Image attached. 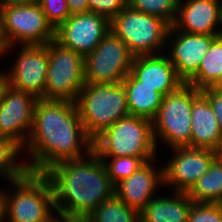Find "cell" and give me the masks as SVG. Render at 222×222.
<instances>
[{"label": "cell", "instance_id": "1", "mask_svg": "<svg viewBox=\"0 0 222 222\" xmlns=\"http://www.w3.org/2000/svg\"><path fill=\"white\" fill-rule=\"evenodd\" d=\"M28 151V172L45 174L56 164L83 158L93 150L75 102L38 99L33 128L22 149Z\"/></svg>", "mask_w": 222, "mask_h": 222}, {"label": "cell", "instance_id": "2", "mask_svg": "<svg viewBox=\"0 0 222 222\" xmlns=\"http://www.w3.org/2000/svg\"><path fill=\"white\" fill-rule=\"evenodd\" d=\"M45 175L54 190L55 213L72 222H83L115 194L105 165L93 150L83 158L56 164Z\"/></svg>", "mask_w": 222, "mask_h": 222}, {"label": "cell", "instance_id": "3", "mask_svg": "<svg viewBox=\"0 0 222 222\" xmlns=\"http://www.w3.org/2000/svg\"><path fill=\"white\" fill-rule=\"evenodd\" d=\"M10 184L11 191L3 190L4 222H47L55 215L54 190L45 174L27 172Z\"/></svg>", "mask_w": 222, "mask_h": 222}, {"label": "cell", "instance_id": "4", "mask_svg": "<svg viewBox=\"0 0 222 222\" xmlns=\"http://www.w3.org/2000/svg\"><path fill=\"white\" fill-rule=\"evenodd\" d=\"M75 104L87 135L94 140L129 114L122 83H86Z\"/></svg>", "mask_w": 222, "mask_h": 222}, {"label": "cell", "instance_id": "5", "mask_svg": "<svg viewBox=\"0 0 222 222\" xmlns=\"http://www.w3.org/2000/svg\"><path fill=\"white\" fill-rule=\"evenodd\" d=\"M152 120L128 115L117 120L93 140L99 157H141L145 162L156 158Z\"/></svg>", "mask_w": 222, "mask_h": 222}, {"label": "cell", "instance_id": "6", "mask_svg": "<svg viewBox=\"0 0 222 222\" xmlns=\"http://www.w3.org/2000/svg\"><path fill=\"white\" fill-rule=\"evenodd\" d=\"M201 94L199 89L187 83L176 91L163 96L162 104L152 120L153 136L170 148L191 147V106Z\"/></svg>", "mask_w": 222, "mask_h": 222}, {"label": "cell", "instance_id": "7", "mask_svg": "<svg viewBox=\"0 0 222 222\" xmlns=\"http://www.w3.org/2000/svg\"><path fill=\"white\" fill-rule=\"evenodd\" d=\"M169 28L163 19L128 5L110 21V30L126 44L134 57L161 54L162 49L166 52Z\"/></svg>", "mask_w": 222, "mask_h": 222}, {"label": "cell", "instance_id": "8", "mask_svg": "<svg viewBox=\"0 0 222 222\" xmlns=\"http://www.w3.org/2000/svg\"><path fill=\"white\" fill-rule=\"evenodd\" d=\"M0 32L6 46L4 54L14 49L17 43L46 45L55 39V29L47 21L39 2L0 6Z\"/></svg>", "mask_w": 222, "mask_h": 222}, {"label": "cell", "instance_id": "9", "mask_svg": "<svg viewBox=\"0 0 222 222\" xmlns=\"http://www.w3.org/2000/svg\"><path fill=\"white\" fill-rule=\"evenodd\" d=\"M45 46L49 61L44 99L75 102L86 84L84 57L55 39Z\"/></svg>", "mask_w": 222, "mask_h": 222}, {"label": "cell", "instance_id": "10", "mask_svg": "<svg viewBox=\"0 0 222 222\" xmlns=\"http://www.w3.org/2000/svg\"><path fill=\"white\" fill-rule=\"evenodd\" d=\"M134 56L111 30L84 57L86 83H121L130 73Z\"/></svg>", "mask_w": 222, "mask_h": 222}, {"label": "cell", "instance_id": "11", "mask_svg": "<svg viewBox=\"0 0 222 222\" xmlns=\"http://www.w3.org/2000/svg\"><path fill=\"white\" fill-rule=\"evenodd\" d=\"M10 69L4 71L10 87L44 99L48 72V49L45 45H21Z\"/></svg>", "mask_w": 222, "mask_h": 222}, {"label": "cell", "instance_id": "12", "mask_svg": "<svg viewBox=\"0 0 222 222\" xmlns=\"http://www.w3.org/2000/svg\"><path fill=\"white\" fill-rule=\"evenodd\" d=\"M37 100L4 83L0 91V137L11 138L23 149L33 128Z\"/></svg>", "mask_w": 222, "mask_h": 222}, {"label": "cell", "instance_id": "13", "mask_svg": "<svg viewBox=\"0 0 222 222\" xmlns=\"http://www.w3.org/2000/svg\"><path fill=\"white\" fill-rule=\"evenodd\" d=\"M110 31V21L94 12L70 15L55 29V40L86 57Z\"/></svg>", "mask_w": 222, "mask_h": 222}, {"label": "cell", "instance_id": "14", "mask_svg": "<svg viewBox=\"0 0 222 222\" xmlns=\"http://www.w3.org/2000/svg\"><path fill=\"white\" fill-rule=\"evenodd\" d=\"M174 155L163 165L164 185L172 191L187 193L195 182L208 170L215 151L205 148H173ZM173 157V158H172Z\"/></svg>", "mask_w": 222, "mask_h": 222}, {"label": "cell", "instance_id": "15", "mask_svg": "<svg viewBox=\"0 0 222 222\" xmlns=\"http://www.w3.org/2000/svg\"><path fill=\"white\" fill-rule=\"evenodd\" d=\"M174 36V37H173ZM219 35H201L183 32L170 26L166 42L169 61L177 76L186 83L197 71L211 43Z\"/></svg>", "mask_w": 222, "mask_h": 222}, {"label": "cell", "instance_id": "16", "mask_svg": "<svg viewBox=\"0 0 222 222\" xmlns=\"http://www.w3.org/2000/svg\"><path fill=\"white\" fill-rule=\"evenodd\" d=\"M153 159L142 165L130 177L115 186V195L130 208L140 213L157 196L156 191L164 185L163 166L154 167Z\"/></svg>", "mask_w": 222, "mask_h": 222}, {"label": "cell", "instance_id": "17", "mask_svg": "<svg viewBox=\"0 0 222 222\" xmlns=\"http://www.w3.org/2000/svg\"><path fill=\"white\" fill-rule=\"evenodd\" d=\"M222 0H179L172 28L201 35H219Z\"/></svg>", "mask_w": 222, "mask_h": 222}, {"label": "cell", "instance_id": "18", "mask_svg": "<svg viewBox=\"0 0 222 222\" xmlns=\"http://www.w3.org/2000/svg\"><path fill=\"white\" fill-rule=\"evenodd\" d=\"M167 52L163 54L136 56L130 74L143 86L154 88L163 96L176 91L184 82L177 76Z\"/></svg>", "mask_w": 222, "mask_h": 222}, {"label": "cell", "instance_id": "19", "mask_svg": "<svg viewBox=\"0 0 222 222\" xmlns=\"http://www.w3.org/2000/svg\"><path fill=\"white\" fill-rule=\"evenodd\" d=\"M222 131L208 100L200 94L191 106V147L215 151Z\"/></svg>", "mask_w": 222, "mask_h": 222}, {"label": "cell", "instance_id": "20", "mask_svg": "<svg viewBox=\"0 0 222 222\" xmlns=\"http://www.w3.org/2000/svg\"><path fill=\"white\" fill-rule=\"evenodd\" d=\"M192 203L187 193L155 196L139 213V222H187Z\"/></svg>", "mask_w": 222, "mask_h": 222}, {"label": "cell", "instance_id": "21", "mask_svg": "<svg viewBox=\"0 0 222 222\" xmlns=\"http://www.w3.org/2000/svg\"><path fill=\"white\" fill-rule=\"evenodd\" d=\"M127 94L129 114L153 120L163 101V95L150 88L143 86L130 73L121 82Z\"/></svg>", "mask_w": 222, "mask_h": 222}, {"label": "cell", "instance_id": "22", "mask_svg": "<svg viewBox=\"0 0 222 222\" xmlns=\"http://www.w3.org/2000/svg\"><path fill=\"white\" fill-rule=\"evenodd\" d=\"M187 195L197 203H217L222 199V162L219 159L214 158Z\"/></svg>", "mask_w": 222, "mask_h": 222}, {"label": "cell", "instance_id": "23", "mask_svg": "<svg viewBox=\"0 0 222 222\" xmlns=\"http://www.w3.org/2000/svg\"><path fill=\"white\" fill-rule=\"evenodd\" d=\"M222 73V37L218 36L206 52L198 71L186 82L196 89L210 87Z\"/></svg>", "mask_w": 222, "mask_h": 222}, {"label": "cell", "instance_id": "24", "mask_svg": "<svg viewBox=\"0 0 222 222\" xmlns=\"http://www.w3.org/2000/svg\"><path fill=\"white\" fill-rule=\"evenodd\" d=\"M83 222H139V213L114 194L103 201Z\"/></svg>", "mask_w": 222, "mask_h": 222}, {"label": "cell", "instance_id": "25", "mask_svg": "<svg viewBox=\"0 0 222 222\" xmlns=\"http://www.w3.org/2000/svg\"><path fill=\"white\" fill-rule=\"evenodd\" d=\"M21 151L22 148L11 138L0 137V176L6 177L9 182L23 177L28 172L25 163L16 159Z\"/></svg>", "mask_w": 222, "mask_h": 222}, {"label": "cell", "instance_id": "26", "mask_svg": "<svg viewBox=\"0 0 222 222\" xmlns=\"http://www.w3.org/2000/svg\"><path fill=\"white\" fill-rule=\"evenodd\" d=\"M179 0H127V5L166 21L170 26L177 17Z\"/></svg>", "mask_w": 222, "mask_h": 222}, {"label": "cell", "instance_id": "27", "mask_svg": "<svg viewBox=\"0 0 222 222\" xmlns=\"http://www.w3.org/2000/svg\"><path fill=\"white\" fill-rule=\"evenodd\" d=\"M102 159L111 182L116 186L120 181L130 177L146 162L141 157H99ZM108 159H110L108 161Z\"/></svg>", "mask_w": 222, "mask_h": 222}, {"label": "cell", "instance_id": "28", "mask_svg": "<svg viewBox=\"0 0 222 222\" xmlns=\"http://www.w3.org/2000/svg\"><path fill=\"white\" fill-rule=\"evenodd\" d=\"M47 21L56 29L71 14L66 0H38Z\"/></svg>", "mask_w": 222, "mask_h": 222}, {"label": "cell", "instance_id": "29", "mask_svg": "<svg viewBox=\"0 0 222 222\" xmlns=\"http://www.w3.org/2000/svg\"><path fill=\"white\" fill-rule=\"evenodd\" d=\"M187 222H222V211L217 203L193 202Z\"/></svg>", "mask_w": 222, "mask_h": 222}, {"label": "cell", "instance_id": "30", "mask_svg": "<svg viewBox=\"0 0 222 222\" xmlns=\"http://www.w3.org/2000/svg\"><path fill=\"white\" fill-rule=\"evenodd\" d=\"M88 4L89 12L104 16L111 21L127 6V0H88Z\"/></svg>", "mask_w": 222, "mask_h": 222}, {"label": "cell", "instance_id": "31", "mask_svg": "<svg viewBox=\"0 0 222 222\" xmlns=\"http://www.w3.org/2000/svg\"><path fill=\"white\" fill-rule=\"evenodd\" d=\"M200 91L208 100L222 131V91L210 87L201 89Z\"/></svg>", "mask_w": 222, "mask_h": 222}, {"label": "cell", "instance_id": "32", "mask_svg": "<svg viewBox=\"0 0 222 222\" xmlns=\"http://www.w3.org/2000/svg\"><path fill=\"white\" fill-rule=\"evenodd\" d=\"M70 14L89 12L88 0H66Z\"/></svg>", "mask_w": 222, "mask_h": 222}, {"label": "cell", "instance_id": "33", "mask_svg": "<svg viewBox=\"0 0 222 222\" xmlns=\"http://www.w3.org/2000/svg\"><path fill=\"white\" fill-rule=\"evenodd\" d=\"M36 2L38 0H0V6L31 5Z\"/></svg>", "mask_w": 222, "mask_h": 222}, {"label": "cell", "instance_id": "34", "mask_svg": "<svg viewBox=\"0 0 222 222\" xmlns=\"http://www.w3.org/2000/svg\"><path fill=\"white\" fill-rule=\"evenodd\" d=\"M0 188V222H4V197H3V189Z\"/></svg>", "mask_w": 222, "mask_h": 222}, {"label": "cell", "instance_id": "35", "mask_svg": "<svg viewBox=\"0 0 222 222\" xmlns=\"http://www.w3.org/2000/svg\"><path fill=\"white\" fill-rule=\"evenodd\" d=\"M47 222H72L71 220L64 217L62 214H58L57 216H53Z\"/></svg>", "mask_w": 222, "mask_h": 222}, {"label": "cell", "instance_id": "36", "mask_svg": "<svg viewBox=\"0 0 222 222\" xmlns=\"http://www.w3.org/2000/svg\"><path fill=\"white\" fill-rule=\"evenodd\" d=\"M210 88L222 91V73L220 74L218 79L210 86Z\"/></svg>", "mask_w": 222, "mask_h": 222}, {"label": "cell", "instance_id": "37", "mask_svg": "<svg viewBox=\"0 0 222 222\" xmlns=\"http://www.w3.org/2000/svg\"><path fill=\"white\" fill-rule=\"evenodd\" d=\"M215 156L222 162V139L219 142L217 149L215 150Z\"/></svg>", "mask_w": 222, "mask_h": 222}, {"label": "cell", "instance_id": "38", "mask_svg": "<svg viewBox=\"0 0 222 222\" xmlns=\"http://www.w3.org/2000/svg\"><path fill=\"white\" fill-rule=\"evenodd\" d=\"M4 83H5V76H4V71H3V72H0V91Z\"/></svg>", "mask_w": 222, "mask_h": 222}, {"label": "cell", "instance_id": "39", "mask_svg": "<svg viewBox=\"0 0 222 222\" xmlns=\"http://www.w3.org/2000/svg\"><path fill=\"white\" fill-rule=\"evenodd\" d=\"M220 25L221 27L219 29V36L222 37V2H221V14H220Z\"/></svg>", "mask_w": 222, "mask_h": 222}, {"label": "cell", "instance_id": "40", "mask_svg": "<svg viewBox=\"0 0 222 222\" xmlns=\"http://www.w3.org/2000/svg\"><path fill=\"white\" fill-rule=\"evenodd\" d=\"M6 46L4 43H0V58L4 55V50Z\"/></svg>", "mask_w": 222, "mask_h": 222}, {"label": "cell", "instance_id": "41", "mask_svg": "<svg viewBox=\"0 0 222 222\" xmlns=\"http://www.w3.org/2000/svg\"><path fill=\"white\" fill-rule=\"evenodd\" d=\"M217 204L219 205V207H220V209L222 211V199L219 202H217Z\"/></svg>", "mask_w": 222, "mask_h": 222}, {"label": "cell", "instance_id": "42", "mask_svg": "<svg viewBox=\"0 0 222 222\" xmlns=\"http://www.w3.org/2000/svg\"><path fill=\"white\" fill-rule=\"evenodd\" d=\"M0 43H4L1 37V32H0Z\"/></svg>", "mask_w": 222, "mask_h": 222}]
</instances>
